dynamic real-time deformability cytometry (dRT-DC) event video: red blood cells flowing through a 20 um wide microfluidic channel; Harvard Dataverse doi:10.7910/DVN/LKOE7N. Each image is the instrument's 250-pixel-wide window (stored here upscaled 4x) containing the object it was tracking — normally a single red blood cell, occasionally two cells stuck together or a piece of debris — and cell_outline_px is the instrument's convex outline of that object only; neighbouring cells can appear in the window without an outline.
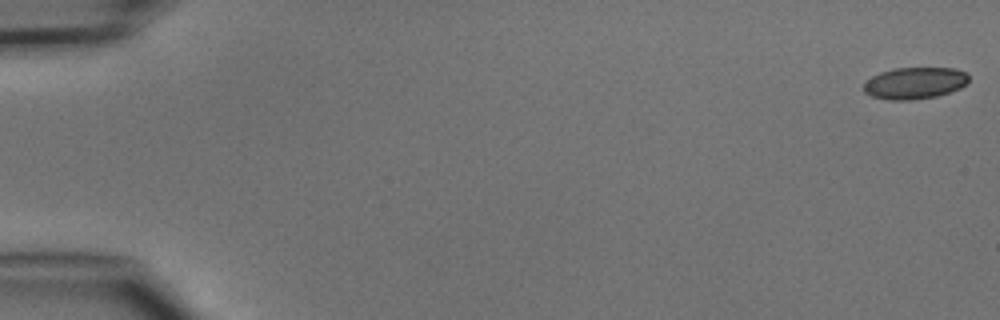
{"species": "common noctule bat (a hibernating species)", "species_latin": "Nyctalus noctula", "temperature_condition": "cold", "stored_images_in_passage": 5, "camera_frame_rate_fps": 3000, "um_per_image_px": 0.085, "animal": {"sex": "male", "body_mass_g": 15.6}, "frame": {"image": 1, "passage_image": 1, "time_ms": 0.0, "image_size_px": [1000, 320], "cell_outline_px": [[968, 84], [960, 88], [936, 96], [912, 100], [888, 100], [872, 96], [864, 92], [864, 84], [872, 76], [880, 72], [892, 68], [956, 68], [964, 72], [968, 76]], "centroid_in_image_um": [77.75, 7.06], "position_along_channel_um": 7.3, "area_um2": 19.42}}
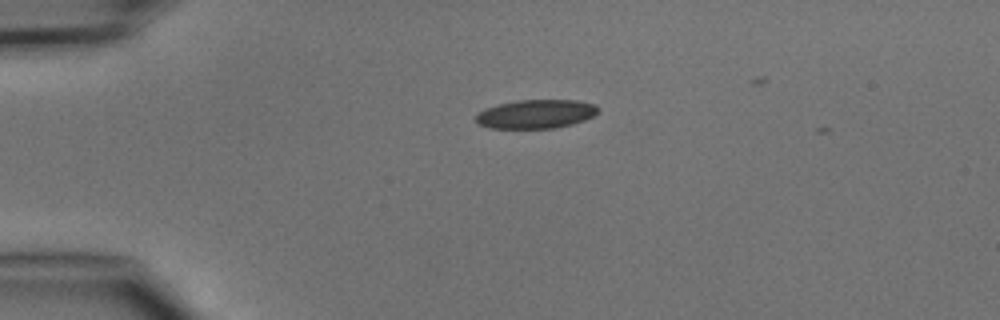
{"frame": {"image": 2, "passage_image": 4, "time_ms": 3.667, "image_size_px": [1000, 320], "cell_outline_px": [[596, 112], [592, 116], [584, 120], [572, 124], [556, 128], [488, 128], [480, 124], [476, 120], [476, 116], [484, 108], [516, 100], [576, 100], [596, 104]], "centroid_in_image_um": [45.54, 9.69], "position_along_channel_um": 39.5, "area_um2": 20.35}}